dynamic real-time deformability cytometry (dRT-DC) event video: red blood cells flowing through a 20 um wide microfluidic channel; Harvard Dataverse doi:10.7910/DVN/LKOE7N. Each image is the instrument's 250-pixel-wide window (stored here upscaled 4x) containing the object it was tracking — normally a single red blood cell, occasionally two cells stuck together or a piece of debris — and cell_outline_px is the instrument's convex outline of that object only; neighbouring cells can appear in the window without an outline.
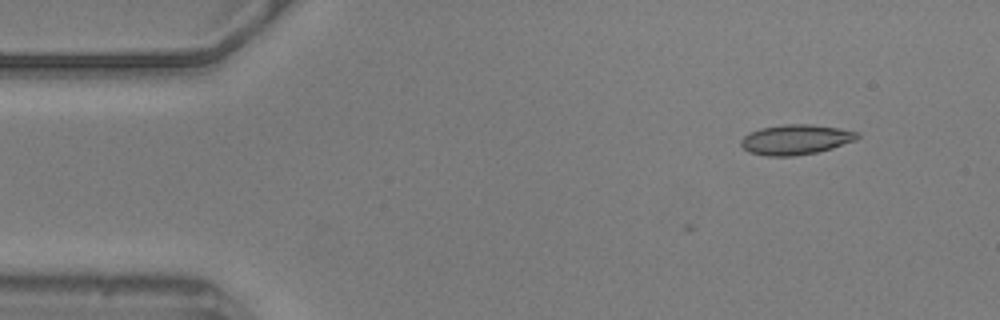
{"species": "common noctule bat (a hibernating species)", "species_latin": "Nyctalus noctula", "temperature_condition": "warm", "stored_images_in_passage": 8, "camera_frame_rate_fps": 3000, "um_per_image_px": 0.085, "animal": {"sex": "male", "body_mass_g": 20.5, "forearm_length_mm": 52.5}, "frame": {"image": 1, "passage_image": 1, "time_ms": 0.0, "image_size_px": [1000, 320], "cell_outline_px": [[860, 136], [856, 140], [832, 148], [816, 152], [796, 156], [764, 156], [748, 152], [740, 144], [740, 140], [744, 136], [760, 128], [784, 124], [812, 124], [840, 128], [860, 132]], "centroid_in_image_um": [67.65, 11.86], "position_along_channel_um": 17.3, "area_um2": 20.52}}